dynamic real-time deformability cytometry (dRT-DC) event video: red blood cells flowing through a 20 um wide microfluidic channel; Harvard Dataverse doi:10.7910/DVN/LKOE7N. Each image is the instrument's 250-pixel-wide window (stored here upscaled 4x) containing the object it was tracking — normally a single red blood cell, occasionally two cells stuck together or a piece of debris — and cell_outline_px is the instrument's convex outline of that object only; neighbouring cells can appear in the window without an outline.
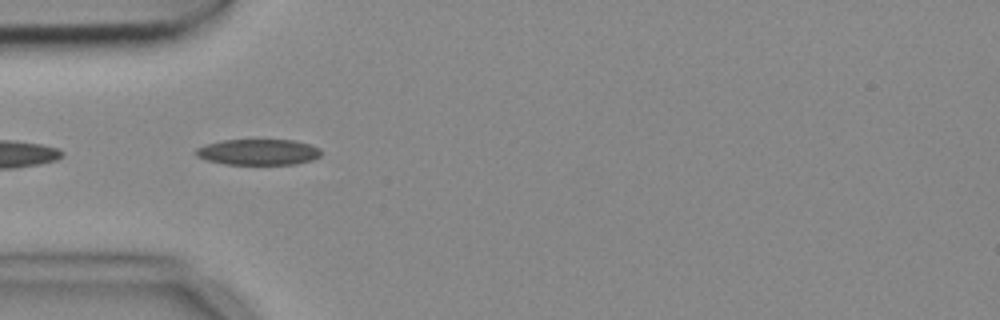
{"species": "common noctule bat (a hibernating species)", "species_latin": "Nyctalus noctula", "temperature_condition": "cold", "stored_images_in_passage": 9, "camera_frame_rate_fps": 3000, "um_per_image_px": 0.085, "animal": {"sex": "female", "body_mass_g": 18.4}, "frame": {"image": 1, "passage_image": 4, "time_ms": 1.0, "image_size_px": [1000, 320], "cell_outline_px": [[320, 156], [312, 160], [296, 164], [224, 164], [208, 160], [196, 156], [192, 152], [196, 148], [208, 144], [224, 140], [292, 140], [308, 144], [320, 148]], "centroid_in_image_um": [21.93, 12.93], "position_along_channel_um": 63.1, "area_um2": 18.79}}
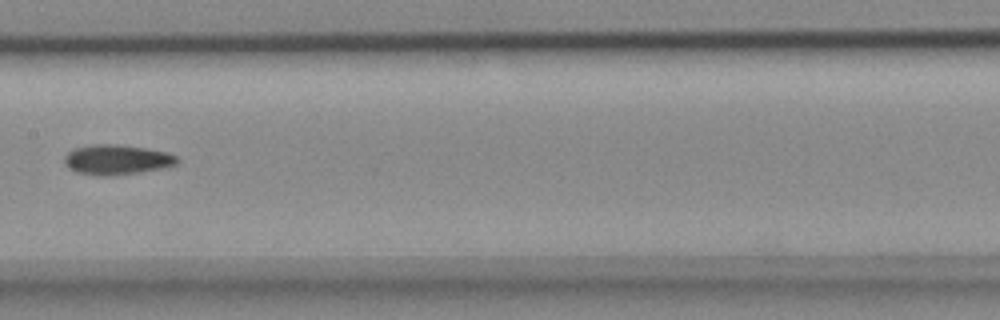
{"frame": {"image": 2, "passage_image": 7, "time_ms": 2.0, "image_size_px": [1000, 320], "cell_outline_px": [[180, 160], [176, 164], [160, 168], [140, 172], [108, 176], [96, 176], [76, 172], [68, 168], [64, 164], [64, 156], [72, 148], [92, 144], [116, 144], [144, 148], [168, 152], [176, 156]], "centroid_in_image_um": [9.87, 13.57], "position_along_channel_um": 197.5, "area_um2": 19.83}}
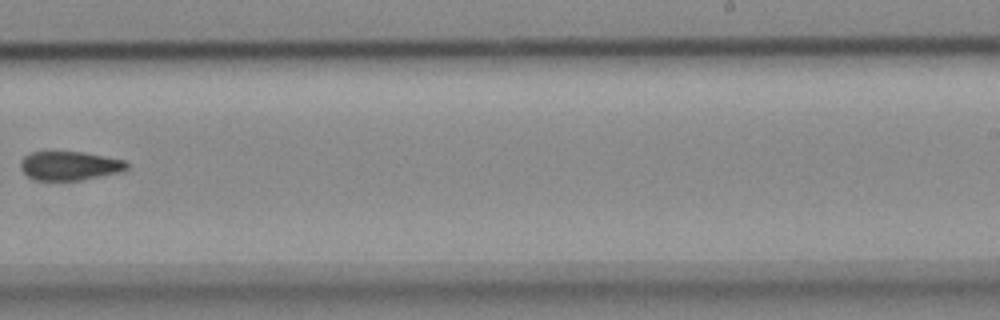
{"frame": {"image": 3, "passage_image": 9, "time_ms": 2.667, "image_size_px": [1000, 320], "cell_outline_px": [[128, 168], [124, 172], [84, 180], [36, 180], [28, 176], [20, 168], [20, 160], [28, 152], [48, 148], [52, 148], [84, 152], [124, 160], [128, 164]], "centroid_in_image_um": [5.88, 14.04], "position_along_channel_um": 283.1, "area_um2": 19.02}}